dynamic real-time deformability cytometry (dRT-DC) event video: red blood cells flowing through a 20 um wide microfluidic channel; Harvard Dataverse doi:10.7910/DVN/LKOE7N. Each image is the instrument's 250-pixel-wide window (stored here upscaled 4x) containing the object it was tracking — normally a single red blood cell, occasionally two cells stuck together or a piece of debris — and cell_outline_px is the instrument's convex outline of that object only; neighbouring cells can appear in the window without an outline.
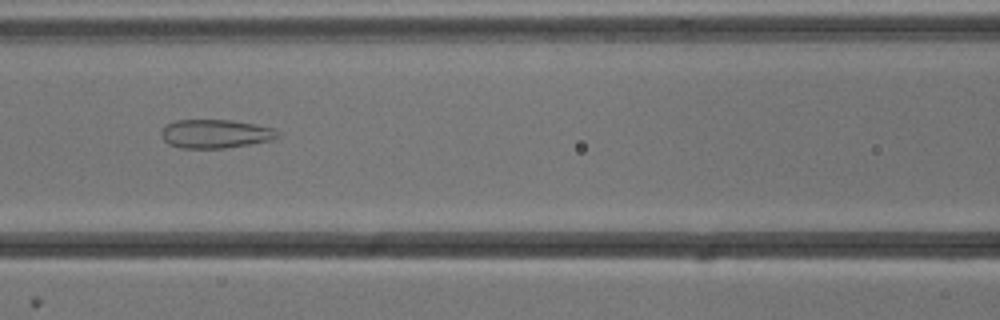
{"species": "common noctule bat (a hibernating species)", "species_latin": "Nyctalus noctula", "temperature_condition": "cold", "stored_images_in_passage": 39, "segment_of_instrument_passage": [1, 2], "camera_frame_rate_fps": 3000, "um_per_image_px": 0.085, "animal": {"sex": "male", "body_mass_g": 13.3}, "frame": {"image": 1, "passage_image": 15, "time_ms": 4.667, "image_size_px": [1000, 320], "cell_outline_px": [[280, 136], [272, 140], [224, 148], [180, 148], [168, 144], [160, 136], [160, 128], [176, 120], [232, 120], [256, 124], [276, 128], [280, 132]], "centroid_in_image_um": [18.31, 11.36], "position_along_channel_um": 148.3, "area_um2": 19.71}}
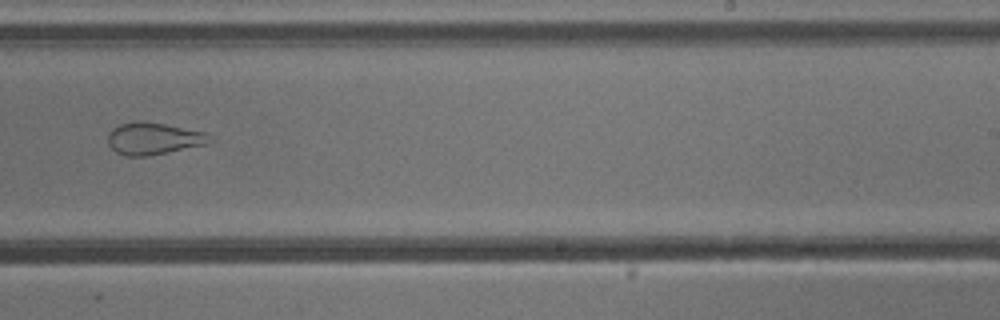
{"frame": {"image": 2, "passage_image": 25, "time_ms": 8.0, "image_size_px": [1000, 320], "cell_outline_px": [[216, 140], [208, 144], [148, 156], [128, 156], [116, 152], [108, 144], [108, 136], [112, 128], [120, 124], [136, 120], [140, 120], [164, 124], [208, 132]], "centroid_in_image_um": [13.11, 11.77], "position_along_channel_um": 275.9, "area_um2": 19.31}}
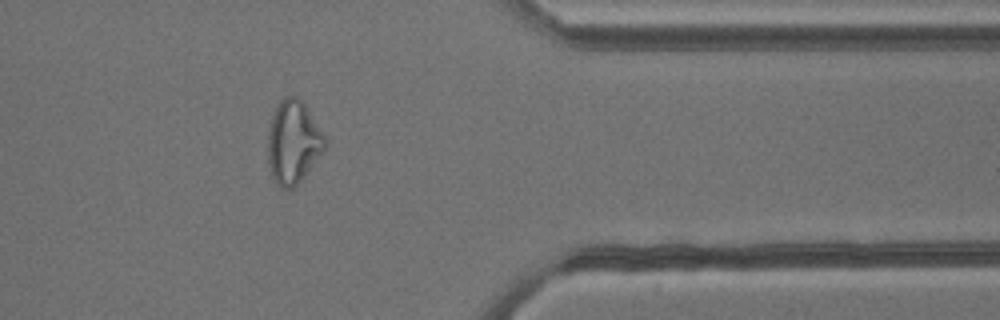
{"frame": {"image": 3, "passage_image": 35, "time_ms": 11.333, "image_size_px": [1000, 320], "cell_outline_px": [[328, 144], [304, 176], [292, 188], [280, 188], [276, 184], [272, 176], [268, 160], [268, 132], [272, 116], [280, 100], [284, 96], [296, 96], [304, 104], [328, 140]], "centroid_in_image_um": [24.92, 12.08], "position_along_channel_um": 386.5, "area_um2": 27.34}}